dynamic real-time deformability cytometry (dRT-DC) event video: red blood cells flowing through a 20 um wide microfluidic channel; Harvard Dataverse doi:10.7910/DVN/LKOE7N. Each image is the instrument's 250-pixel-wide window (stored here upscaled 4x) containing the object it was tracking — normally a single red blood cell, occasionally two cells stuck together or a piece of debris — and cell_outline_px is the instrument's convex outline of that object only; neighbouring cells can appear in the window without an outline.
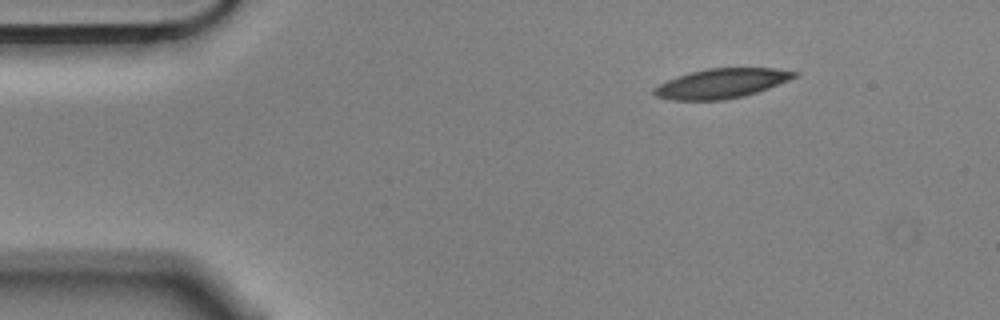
{"species": "Egyptian fruit bat (a non-hibernating species)", "species_latin": "Rousettus aegyptiacus", "temperature_condition": "cold", "stored_images_in_passage": 3, "camera_frame_rate_fps": 3000, "um_per_image_px": 0.085, "animal": {"sex": "male"}, "frame": {"image": 1, "passage_image": 1, "time_ms": 0.0, "image_size_px": [1000, 320], "cell_outline_px": [[800, 76], [768, 88], [744, 96], [724, 100], [672, 100], [656, 96], [652, 92], [652, 88], [668, 80], [688, 72], [708, 68], [776, 68], [800, 72]], "centroid_in_image_um": [61.35, 7.08], "position_along_channel_um": 23.6, "area_um2": 24.33}}